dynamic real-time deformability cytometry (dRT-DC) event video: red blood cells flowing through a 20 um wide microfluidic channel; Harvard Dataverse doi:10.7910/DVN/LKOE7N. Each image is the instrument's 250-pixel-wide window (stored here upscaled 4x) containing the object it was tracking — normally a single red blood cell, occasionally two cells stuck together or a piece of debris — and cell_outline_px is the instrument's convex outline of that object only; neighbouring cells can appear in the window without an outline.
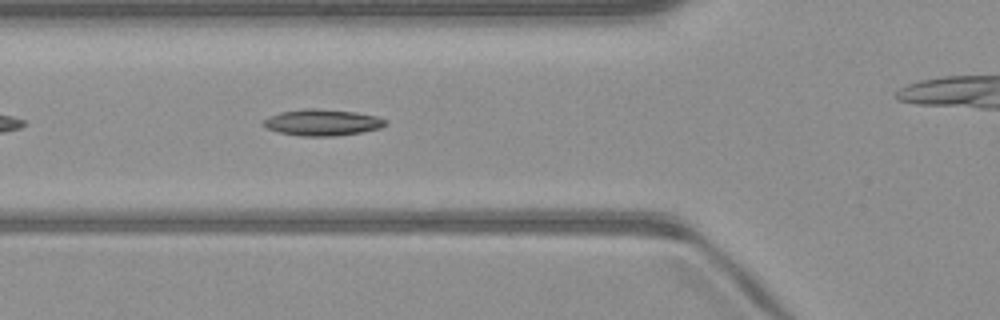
{"species": "common noctule bat (a hibernating species)", "species_latin": "Nyctalus noctula", "temperature_condition": "warm", "stored_images_in_passage": 29, "camera_frame_rate_fps": 3000, "um_per_image_px": 0.085, "animal": {"sex": "male", "body_mass_g": 23.1, "forearm_length_mm": 52.7}, "frame": {"image": 1, "passage_image": 6, "time_ms": 1.667, "image_size_px": [1000, 320], "cell_outline_px": [[388, 124], [380, 128], [364, 132], [336, 136], [300, 136], [280, 132], [268, 128], [260, 124], [268, 116], [280, 112], [304, 108], [320, 108], [356, 112], [376, 116], [388, 120]], "centroid_in_image_um": [27.42, 10.4], "position_along_channel_um": 98.4, "area_um2": 19.02}}
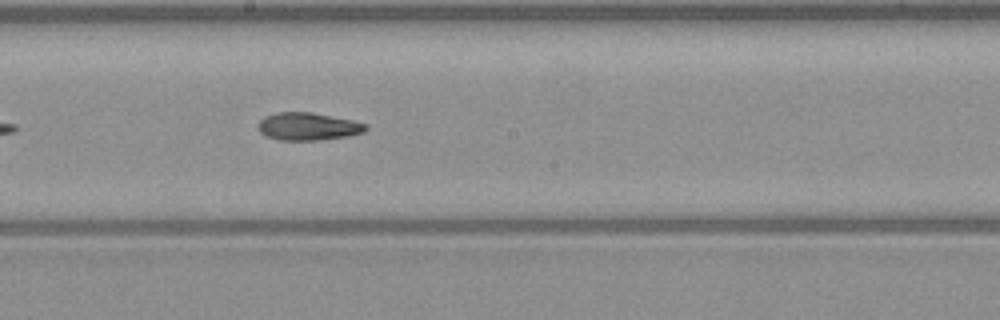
{"frame": {"image": 2, "passage_image": 15, "time_ms": 4.667, "image_size_px": [1000, 320], "cell_outline_px": [[368, 128], [364, 132], [348, 136], [320, 140], [276, 140], [260, 132], [256, 124], [264, 116], [276, 112], [312, 112], [352, 120], [368, 124]], "centroid_in_image_um": [26.17, 10.74], "position_along_channel_um": 222.0, "area_um2": 17.51}}
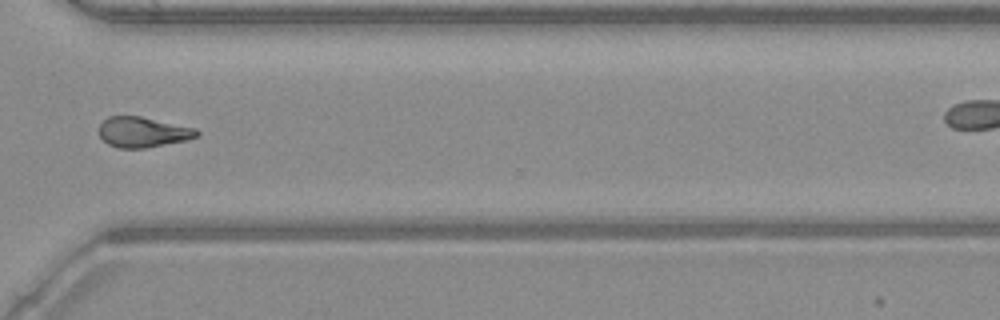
{"frame": {"image": 3, "passage_image": 25, "time_ms": 8.0, "image_size_px": [1000, 320], "cell_outline_px": [[200, 136], [188, 140], [144, 148], [120, 148], [108, 144], [100, 136], [100, 124], [108, 116], [140, 116], [196, 128], [200, 132]], "centroid_in_image_um": [12.19, 11.23], "position_along_channel_um": 358.4, "area_um2": 17.28}}